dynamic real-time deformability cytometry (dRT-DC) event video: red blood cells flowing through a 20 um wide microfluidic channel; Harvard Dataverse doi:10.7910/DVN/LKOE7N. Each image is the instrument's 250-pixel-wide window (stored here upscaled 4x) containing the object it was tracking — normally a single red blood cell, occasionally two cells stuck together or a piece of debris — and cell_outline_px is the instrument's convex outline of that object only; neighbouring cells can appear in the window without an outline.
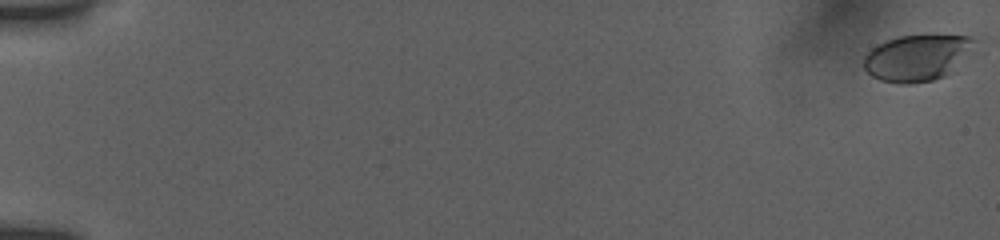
{"species": "human", "species_latin": "Homo sapiens", "temperature_condition": "room temperature", "stored_images_in_passage": 53, "camera_frame_rate_fps": 3000, "um_per_image_px": 0.085, "donor": {"sex": "female"}, "frame": {"image": 1, "passage_image": 1, "time_ms": 0.0, "image_size_px": [1000, 240], "cell_outline_px": [[976, 52], [944, 76], [932, 80], [908, 84], [900, 84], [880, 80], [872, 76], [864, 68], [864, 56], [872, 48], [884, 40], [900, 36], [968, 36], [976, 40]], "centroid_in_image_um": [78.0, 4.91], "position_along_channel_um": 7.0, "area_um2": 30.06}}
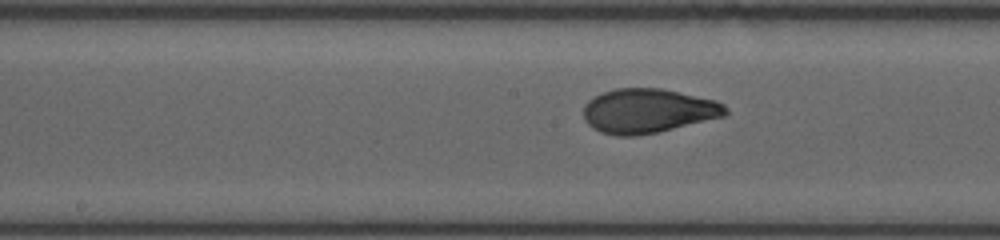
{"frame": {"image": 2, "passage_image": 29, "time_ms": 10.0, "image_size_px": [1000, 240], "cell_outline_px": [[728, 116], [656, 132], [636, 136], [616, 136], [600, 132], [592, 128], [584, 120], [584, 104], [588, 100], [604, 92], [616, 88], [660, 88], [716, 100], [724, 104], [728, 108]], "centroid_in_image_um": [55.1, 9.43], "position_along_channel_um": 193.1, "area_um2": 36.88}}
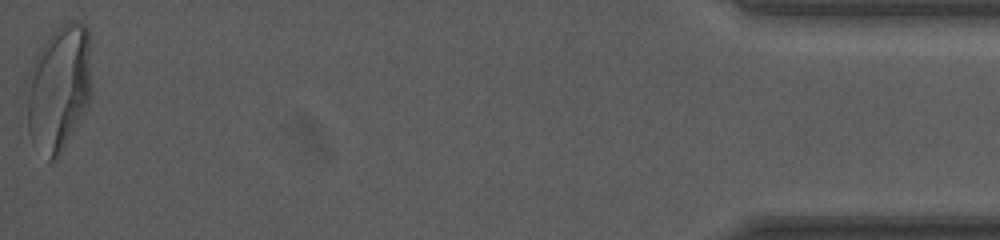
{"frame": {"image": 3, "passage_image": 53, "time_ms": 18.333, "image_size_px": [1000, 240], "cell_outline_px": [[92, 96], [88, 104], [60, 156], [56, 160], [48, 160], [32, 140], [28, 132], [28, 72], [40, 48], [52, 32], [64, 24], [72, 20], [76, 20], [84, 24], [88, 28], [92, 88]], "centroid_in_image_um": [5.04, 7.47], "position_along_channel_um": 430.2, "area_um2": 47.63}, "authors_computed_cell_mechanics": {"area_um2": 36.1828, "velocity_mm_per_s": 3.8457, "shape_relaxation_time_tau1_ms": 4.3257, "shape_relaxation_time_tau2_ms": null, "deformation_change_tau1": 0.1901, "deformation_change_tau2": null}}